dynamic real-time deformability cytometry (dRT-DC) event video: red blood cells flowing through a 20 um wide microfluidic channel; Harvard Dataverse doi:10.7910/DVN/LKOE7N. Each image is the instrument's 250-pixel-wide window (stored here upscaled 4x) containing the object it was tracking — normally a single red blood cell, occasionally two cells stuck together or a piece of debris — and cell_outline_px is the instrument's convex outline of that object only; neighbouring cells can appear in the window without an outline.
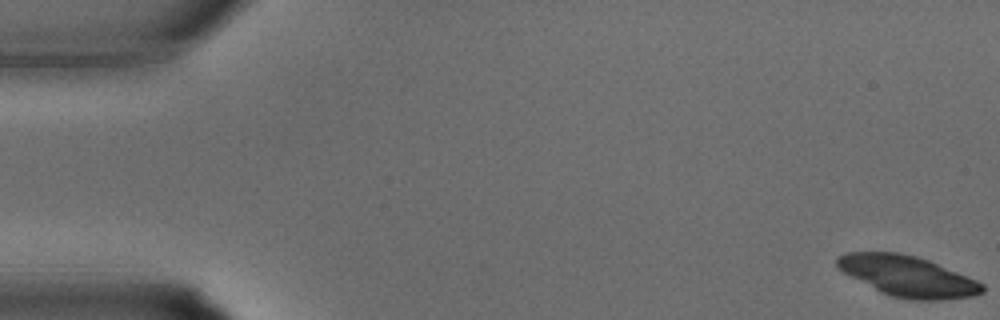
{"species": "common noctule bat (a hibernating species)", "species_latin": "Nyctalus noctula", "temperature_condition": "warm", "stored_images_in_passage": 34, "camera_frame_rate_fps": 3000, "um_per_image_px": 0.085, "animal": {"sex": "male", "body_mass_g": 15.6}, "frame": {"image": 1, "passage_image": 1, "time_ms": 0.0, "image_size_px": [1000, 320], "cell_outline_px": [[984, 292], [972, 296], [940, 300], [912, 300], [892, 296], [880, 292], [836, 268], [836, 256], [844, 252], [900, 252], [916, 256], [928, 260], [976, 280], [984, 284]], "centroid_in_image_um": [77.12, 23.46], "position_along_channel_um": 7.9, "area_um2": 34.33}}
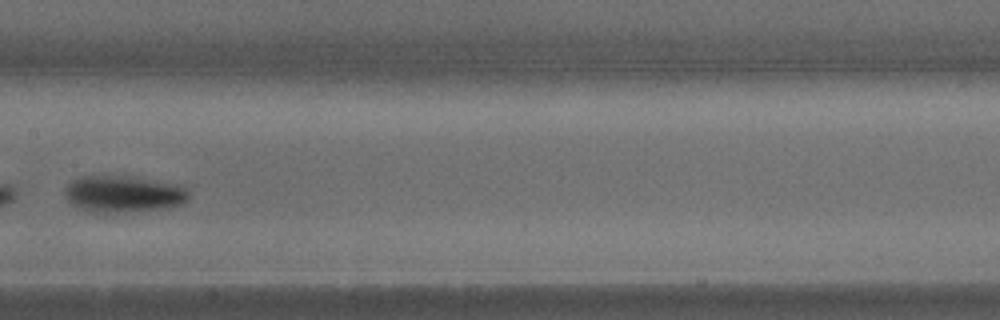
{"frame": {"image": 2, "passage_image": 18, "time_ms": 5.667, "image_size_px": [1000, 320], "cell_outline_px": [[188, 200], [180, 204], [160, 208], [112, 216], [88, 212], [72, 204], [64, 196], [64, 188], [72, 180], [84, 176], [128, 176], [180, 184], [188, 192]], "centroid_in_image_um": [10.43, 16.53], "position_along_channel_um": 197.0, "area_um2": 27.17}}
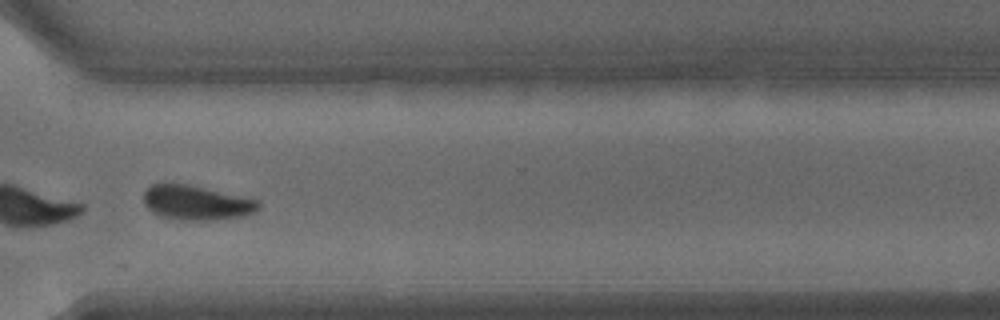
{"frame": {"image": 3, "passage_image": 26, "time_ms": 8.333, "image_size_px": [1000, 320], "cell_outline_px": [[260, 204], [252, 212], [240, 216], [204, 220], [184, 220], [160, 216], [152, 212], [144, 204], [144, 192], [152, 184], [188, 184], [256, 200]], "centroid_in_image_um": [16.61, 17.22], "position_along_channel_um": 354.0, "area_um2": 22.37}}